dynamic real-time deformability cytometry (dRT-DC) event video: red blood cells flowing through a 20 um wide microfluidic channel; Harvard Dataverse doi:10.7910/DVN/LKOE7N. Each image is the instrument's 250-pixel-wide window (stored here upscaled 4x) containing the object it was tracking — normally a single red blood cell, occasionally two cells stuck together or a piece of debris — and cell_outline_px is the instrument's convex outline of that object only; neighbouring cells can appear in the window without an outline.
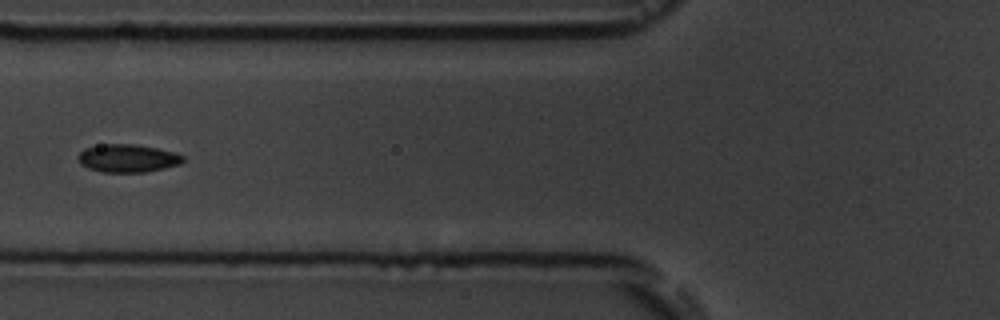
{"species": "common noctule bat (a hibernating species)", "species_latin": "Nyctalus noctula", "temperature_condition": "room temperature", "stored_images_in_passage": 14, "camera_frame_rate_fps": 3000, "um_per_image_px": 0.085, "animal": {"sex": "male", "body_mass_g": 19.5, "forearm_length_mm": 54.6}, "frame": {"image": 1, "passage_image": 5, "time_ms": 5.667, "image_size_px": [1000, 320], "cell_outline_px": [[184, 160], [180, 164], [164, 168], [144, 172], [100, 172], [88, 168], [80, 164], [76, 156], [84, 148], [100, 144], [136, 144], [156, 148], [172, 152], [184, 156]], "centroid_in_image_um": [10.8, 13.45], "position_along_channel_um": 115.0, "area_um2": 17.17}}
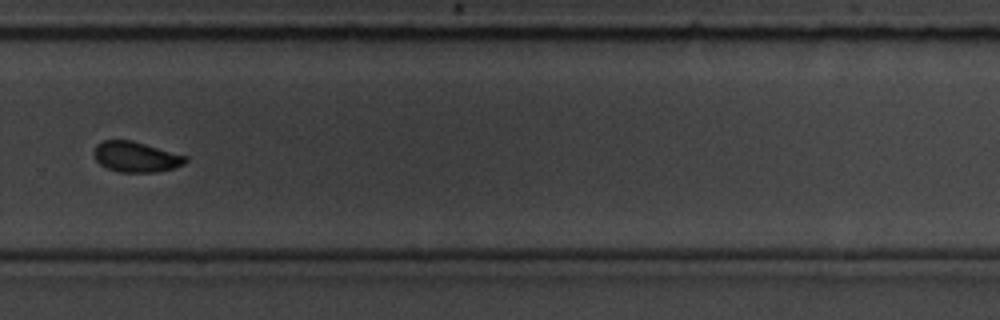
{"frame": {"image": 2, "passage_image": 10, "time_ms": 11.333, "image_size_px": [1000, 320], "cell_outline_px": [[188, 160], [184, 164], [172, 168], [156, 172], [120, 172], [108, 168], [100, 164], [96, 160], [92, 152], [96, 144], [104, 140], [132, 140], [188, 156]], "centroid_in_image_um": [11.55, 13.32], "position_along_channel_um": 318.3, "area_um2": 16.3}}
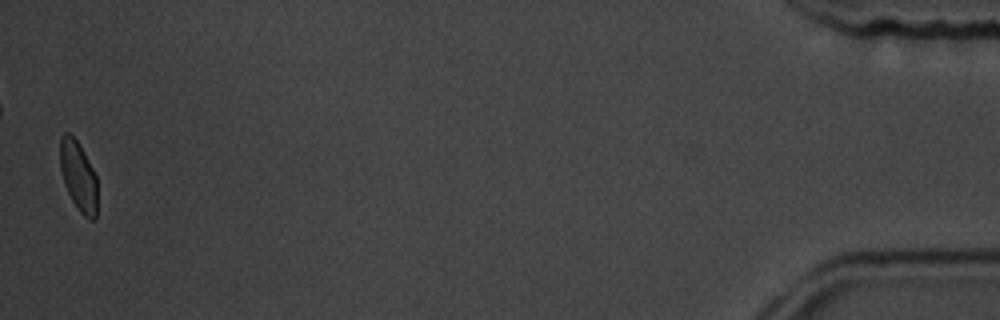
{"frame": {"image": 3, "passage_image": 14, "time_ms": 17.0, "image_size_px": [1000, 320], "cell_outline_px": [[96, 216], [92, 220], [88, 220], [80, 212], [72, 200], [64, 184], [60, 168], [60, 136], [64, 132], [68, 132], [80, 144], [96, 176]], "centroid_in_image_um": [6.64, 14.95], "position_along_channel_um": 428.6, "area_um2": 15.09}, "authors_computed_cell_mechanics": {"area_um2": 16.6175, "velocity_mm_per_s": 3.5894, "shape_relaxation_time_tau1_ms": 6.1461, "shape_relaxation_time_tau2_ms": 2.2637, "deformation_change_tau1": 0.0941, "deformation_change_tau2": 0.0278}}